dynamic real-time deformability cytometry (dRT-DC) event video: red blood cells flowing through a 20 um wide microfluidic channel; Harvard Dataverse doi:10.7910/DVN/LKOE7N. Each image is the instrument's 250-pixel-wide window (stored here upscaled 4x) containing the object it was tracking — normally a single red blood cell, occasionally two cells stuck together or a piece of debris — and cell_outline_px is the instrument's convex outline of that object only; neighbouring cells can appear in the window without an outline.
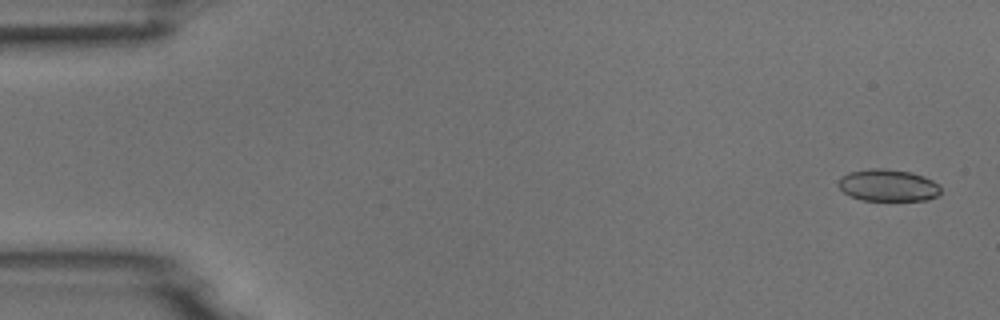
{"species": "common noctule bat (a hibernating species)", "species_latin": "Nyctalus noctula", "temperature_condition": "room temperature", "stored_images_in_passage": 51, "camera_frame_rate_fps": 3000, "um_per_image_px": 0.085, "animal": {"sex": "male", "body_mass_g": 18.8}, "frame": {"image": 1, "passage_image": 2, "time_ms": 0.333, "image_size_px": [1000, 320], "cell_outline_px": [[940, 192], [936, 196], [928, 200], [860, 200], [844, 192], [836, 184], [840, 176], [848, 172], [868, 168], [884, 168], [912, 172], [924, 176], [940, 184]], "centroid_in_image_um": [75.46, 15.73], "position_along_channel_um": 9.5, "area_um2": 19.31}}
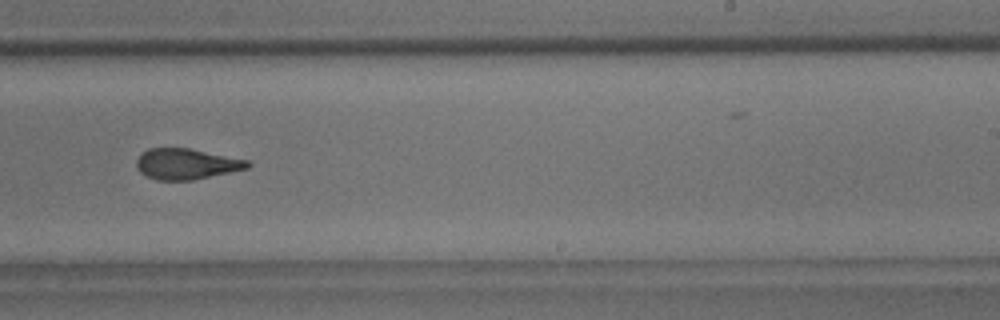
{"frame": {"image": 2, "passage_image": 32, "time_ms": 10.333, "image_size_px": [1000, 320], "cell_outline_px": [[252, 164], [248, 168], [192, 180], [156, 180], [140, 172], [136, 168], [136, 160], [148, 148], [188, 148], [248, 160]], "centroid_in_image_um": [15.83, 13.94], "position_along_channel_um": 273.2, "area_um2": 19.71}}
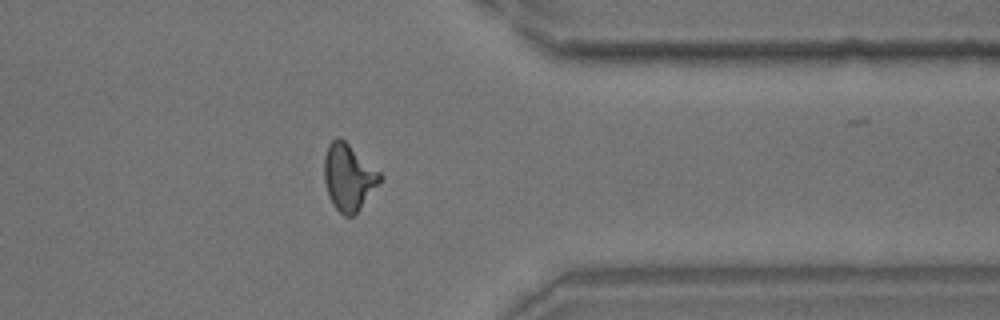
{"frame": {"image": 3, "passage_image": 41, "time_ms": 13.333, "image_size_px": [1000, 320], "cell_outline_px": [[384, 176], [360, 208], [352, 216], [344, 216], [332, 204], [328, 196], [324, 180], [324, 156], [328, 144], [336, 136], [340, 136], [380, 172]], "centroid_in_image_um": [29.6, 15.03], "position_along_channel_um": 381.8, "area_um2": 21.56}}